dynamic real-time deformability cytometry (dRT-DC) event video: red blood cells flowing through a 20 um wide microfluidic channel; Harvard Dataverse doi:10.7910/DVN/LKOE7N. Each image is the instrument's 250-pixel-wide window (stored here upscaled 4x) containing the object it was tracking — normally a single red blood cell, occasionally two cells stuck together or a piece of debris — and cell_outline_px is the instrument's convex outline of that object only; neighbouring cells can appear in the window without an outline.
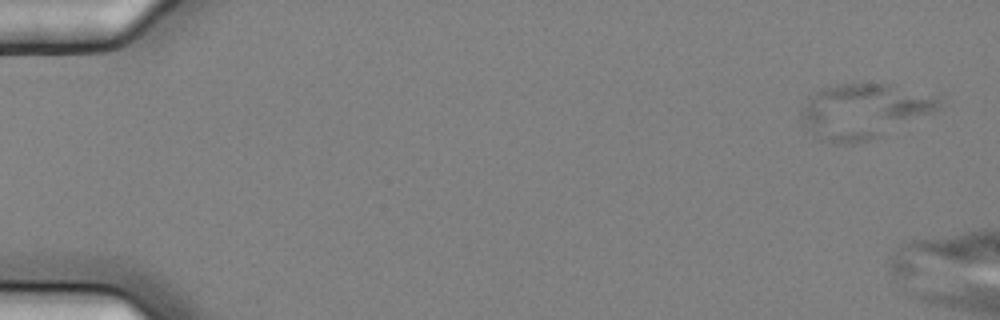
{"species": "common noctule bat (a hibernating species)", "species_latin": "Nyctalus noctula", "temperature_condition": "cold", "stored_images_in_passage": 4, "camera_frame_rate_fps": 3000, "um_per_image_px": 0.085, "animal": {"sex": "female", "body_mass_g": 25.1}, "frame": {"image": 1, "passage_image": 2, "time_ms": 0.333, "image_size_px": [1000, 320], "cell_outline_px": [[944, 92], [940, 108], [868, 140], [852, 144], [832, 144], [820, 140], [812, 136], [804, 124], [800, 116], [800, 112], [808, 96], [820, 88], [840, 84], [896, 84]], "centroid_in_image_um": [73.49, 9.39], "position_along_channel_um": 11.5, "area_um2": 44.97}}